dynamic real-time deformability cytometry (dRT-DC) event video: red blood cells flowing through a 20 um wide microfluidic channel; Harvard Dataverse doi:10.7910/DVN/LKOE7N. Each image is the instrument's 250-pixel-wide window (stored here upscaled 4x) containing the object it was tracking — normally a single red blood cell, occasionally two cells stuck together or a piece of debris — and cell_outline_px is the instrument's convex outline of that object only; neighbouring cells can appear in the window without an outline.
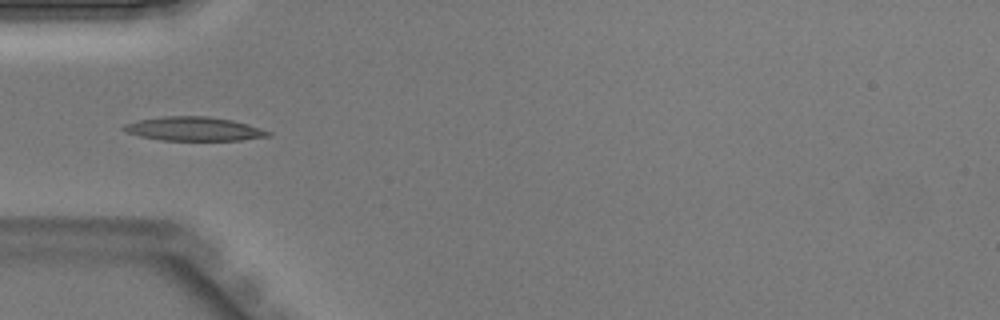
{"species": "Egyptian fruit bat (a non-hibernating species)", "species_latin": "Rousettus aegyptiacus", "temperature_condition": "warm", "stored_images_in_passage": 38, "camera_frame_rate_fps": 3000, "um_per_image_px": 0.085, "animal": {"sex": "male"}, "frame": {"image": 1, "passage_image": 8, "time_ms": 2.333, "image_size_px": [1000, 320], "cell_outline_px": [[272, 136], [240, 140], [160, 140], [140, 136], [128, 132], [120, 128], [124, 124], [140, 120], [164, 116], [208, 116], [232, 120], [248, 124], [272, 132]], "centroid_in_image_um": [16.51, 10.95], "position_along_channel_um": 68.5, "area_um2": 20.06}}
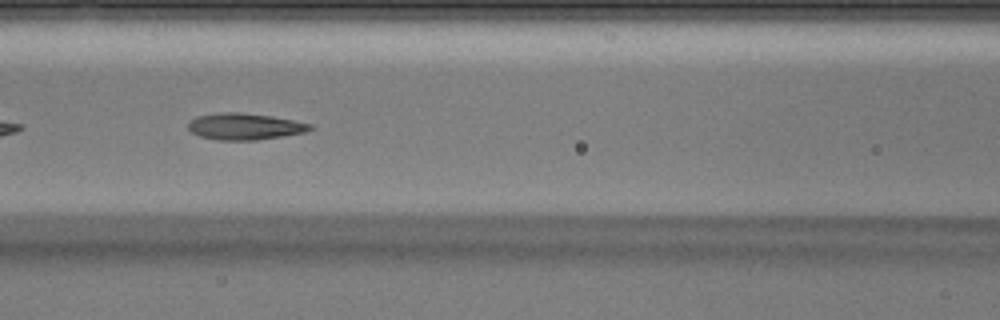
{"frame": {"image": 2, "passage_image": 13, "time_ms": 4.0, "image_size_px": [1000, 320], "cell_outline_px": [[316, 128], [304, 132], [256, 140], [220, 140], [200, 136], [192, 132], [188, 128], [188, 124], [196, 116], [216, 112], [240, 112], [272, 116], [312, 124]], "centroid_in_image_um": [20.8, 10.74], "position_along_channel_um": 145.8, "area_um2": 18.79}}
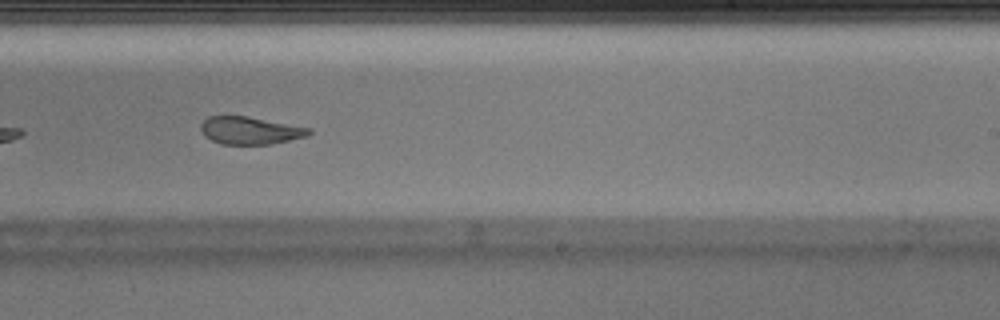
{"frame": {"image": 3, "passage_image": 21, "time_ms": 6.667, "image_size_px": [1000, 320], "cell_outline_px": [[312, 132], [308, 136], [272, 144], [220, 144], [204, 136], [200, 128], [200, 124], [208, 116], [248, 116], [312, 128]], "centroid_in_image_um": [21.27, 11.09], "position_along_channel_um": 267.7, "area_um2": 17.51}}